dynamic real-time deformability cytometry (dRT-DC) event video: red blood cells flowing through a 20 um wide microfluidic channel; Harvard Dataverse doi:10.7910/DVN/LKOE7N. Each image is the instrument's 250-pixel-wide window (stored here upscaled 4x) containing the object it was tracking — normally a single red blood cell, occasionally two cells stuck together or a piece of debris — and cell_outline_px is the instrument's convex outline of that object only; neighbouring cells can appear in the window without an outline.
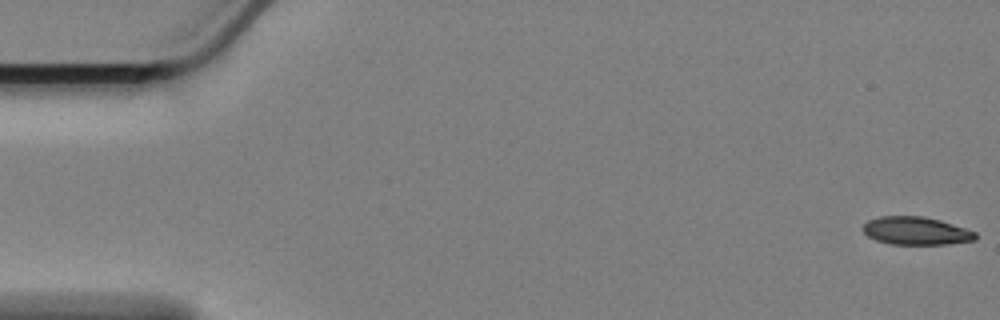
{"species": "Egyptian fruit bat (a non-hibernating species)", "species_latin": "Rousettus aegyptiacus", "temperature_condition": "cold", "stored_images_in_passage": 59, "camera_frame_rate_fps": 3000, "um_per_image_px": 0.085, "animal": {"sex": "female"}, "frame": {"image": 1, "passage_image": 1, "time_ms": 0.0, "image_size_px": [1000, 320], "cell_outline_px": [[976, 240], [948, 244], [892, 244], [876, 240], [868, 236], [864, 232], [864, 224], [868, 220], [880, 216], [924, 216], [940, 220], [976, 232]], "centroid_in_image_um": [77.87, 19.62], "position_along_channel_um": 7.1, "area_um2": 18.21}}
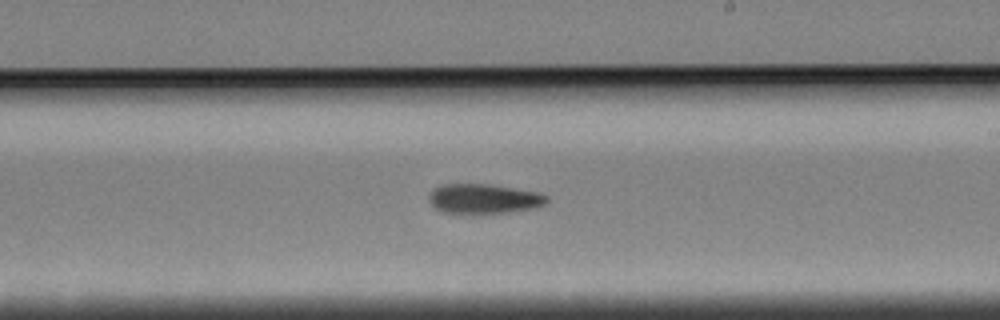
{"frame": {"image": 2, "passage_image": 34, "time_ms": 11.0, "image_size_px": [1000, 320], "cell_outline_px": [[548, 200], [544, 204], [536, 208], [508, 212], [444, 212], [436, 208], [428, 200], [428, 196], [432, 188], [440, 184], [488, 184], [540, 192], [548, 196]], "centroid_in_image_um": [41.13, 16.87], "position_along_channel_um": 247.9, "area_um2": 20.23}}
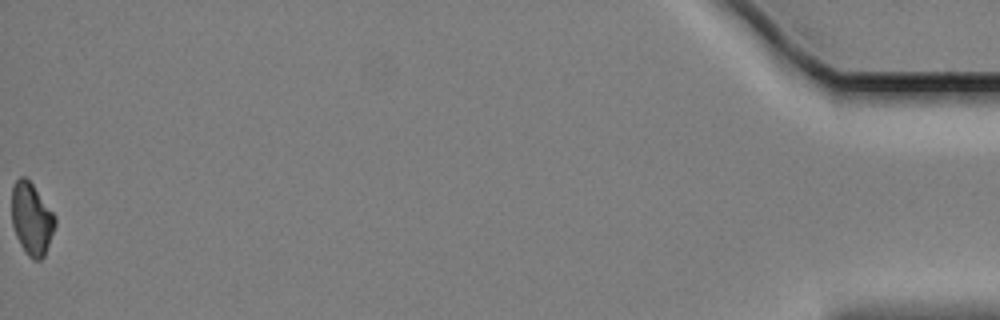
{"frame": {"image": 3, "passage_image": 59, "time_ms": 19.333, "image_size_px": [1000, 320], "cell_outline_px": [[56, 224], [44, 256], [40, 260], [32, 260], [24, 252], [16, 236], [12, 224], [12, 188], [16, 180], [20, 176], [24, 176], [32, 184], [56, 216]], "centroid_in_image_um": [2.68, 18.62], "position_along_channel_um": 432.5, "area_um2": 18.21}, "authors_computed_cell_mechanics": {"area_um2": 20.0566, "velocity_mm_per_s": 3.4001, "shape_relaxation_time_tau1_ms": 3.2508, "shape_relaxation_time_tau2_ms": null, "deformation_change_tau1": 0.1108, "deformation_change_tau2": null}}